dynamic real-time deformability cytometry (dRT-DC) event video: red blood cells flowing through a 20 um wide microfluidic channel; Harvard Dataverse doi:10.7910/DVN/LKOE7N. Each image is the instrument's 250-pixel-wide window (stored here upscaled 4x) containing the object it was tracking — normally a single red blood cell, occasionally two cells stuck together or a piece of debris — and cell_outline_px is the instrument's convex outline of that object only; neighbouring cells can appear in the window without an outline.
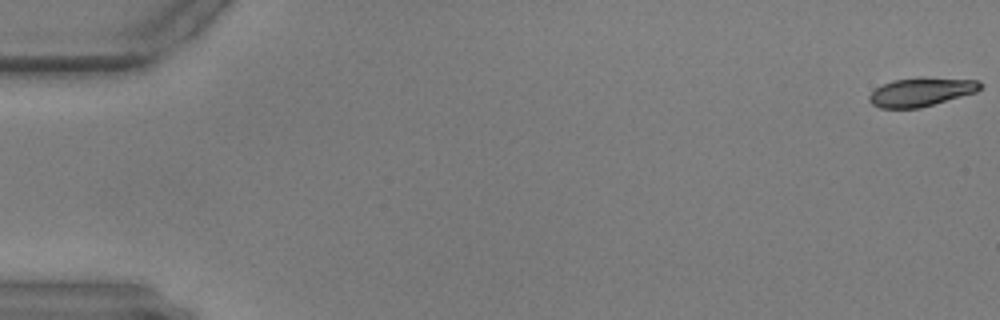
{"species": "common noctule bat (a hibernating species)", "species_latin": "Nyctalus noctula", "temperature_condition": "warm", "stored_images_in_passage": 23, "camera_frame_rate_fps": 3000, "um_per_image_px": 0.085, "animal": {"sex": "male", "body_mass_g": 17.9, "forearm_length_mm": 54.2}, "frame": {"image": 1, "passage_image": 1, "time_ms": 0.0, "image_size_px": [1000, 320], "cell_outline_px": [[984, 84], [976, 92], [920, 108], [880, 108], [872, 104], [868, 100], [868, 96], [876, 88], [892, 80], [920, 76], [980, 80]], "centroid_in_image_um": [78.32, 7.79], "position_along_channel_um": 6.7, "area_um2": 18.84}}
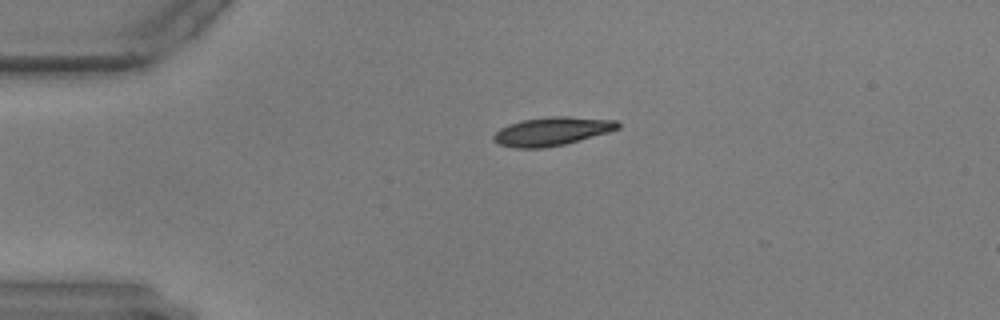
{"frame": {"image": 2, "passage_image": 14, "time_ms": 4.333, "image_size_px": [1000, 320], "cell_outline_px": [[620, 128], [608, 132], [580, 140], [564, 144], [544, 148], [516, 148], [500, 144], [492, 140], [492, 136], [500, 128], [508, 124], [520, 120], [548, 116], [568, 116], [616, 120], [620, 124]], "centroid_in_image_um": [46.9, 11.15], "position_along_channel_um": 38.1, "area_um2": 20.75}}